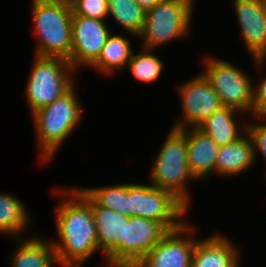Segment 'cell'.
I'll list each match as a JSON object with an SVG mask.
<instances>
[{
    "mask_svg": "<svg viewBox=\"0 0 266 267\" xmlns=\"http://www.w3.org/2000/svg\"><path fill=\"white\" fill-rule=\"evenodd\" d=\"M63 199L55 209L57 239H49L58 265L81 267L98 252V236L90 203L74 188L53 189ZM61 196V197H60ZM63 197V198H62Z\"/></svg>",
    "mask_w": 266,
    "mask_h": 267,
    "instance_id": "cell-1",
    "label": "cell"
},
{
    "mask_svg": "<svg viewBox=\"0 0 266 267\" xmlns=\"http://www.w3.org/2000/svg\"><path fill=\"white\" fill-rule=\"evenodd\" d=\"M76 85L51 104L32 114L33 128L40 161L48 162L84 118V108L76 93Z\"/></svg>",
    "mask_w": 266,
    "mask_h": 267,
    "instance_id": "cell-2",
    "label": "cell"
},
{
    "mask_svg": "<svg viewBox=\"0 0 266 267\" xmlns=\"http://www.w3.org/2000/svg\"><path fill=\"white\" fill-rule=\"evenodd\" d=\"M150 169L152 186L170 192L188 210L190 193L188 183L196 182L188 168L186 128H172L165 137Z\"/></svg>",
    "mask_w": 266,
    "mask_h": 267,
    "instance_id": "cell-3",
    "label": "cell"
},
{
    "mask_svg": "<svg viewBox=\"0 0 266 267\" xmlns=\"http://www.w3.org/2000/svg\"><path fill=\"white\" fill-rule=\"evenodd\" d=\"M33 27L37 47L34 55L68 60L72 48V9L63 2L32 0Z\"/></svg>",
    "mask_w": 266,
    "mask_h": 267,
    "instance_id": "cell-4",
    "label": "cell"
},
{
    "mask_svg": "<svg viewBox=\"0 0 266 267\" xmlns=\"http://www.w3.org/2000/svg\"><path fill=\"white\" fill-rule=\"evenodd\" d=\"M75 72L64 58L34 55L29 79L25 84L26 101L31 114L69 91L77 80Z\"/></svg>",
    "mask_w": 266,
    "mask_h": 267,
    "instance_id": "cell-5",
    "label": "cell"
},
{
    "mask_svg": "<svg viewBox=\"0 0 266 267\" xmlns=\"http://www.w3.org/2000/svg\"><path fill=\"white\" fill-rule=\"evenodd\" d=\"M194 0H165L145 13V23L138 38L141 48L155 50L191 33Z\"/></svg>",
    "mask_w": 266,
    "mask_h": 267,
    "instance_id": "cell-6",
    "label": "cell"
},
{
    "mask_svg": "<svg viewBox=\"0 0 266 267\" xmlns=\"http://www.w3.org/2000/svg\"><path fill=\"white\" fill-rule=\"evenodd\" d=\"M205 77L210 81L223 106L253 115L254 81L236 65L207 55L203 58Z\"/></svg>",
    "mask_w": 266,
    "mask_h": 267,
    "instance_id": "cell-7",
    "label": "cell"
},
{
    "mask_svg": "<svg viewBox=\"0 0 266 267\" xmlns=\"http://www.w3.org/2000/svg\"><path fill=\"white\" fill-rule=\"evenodd\" d=\"M129 210L138 216L165 223L172 231L186 221L189 210L170 192L151 184L129 183Z\"/></svg>",
    "mask_w": 266,
    "mask_h": 267,
    "instance_id": "cell-8",
    "label": "cell"
},
{
    "mask_svg": "<svg viewBox=\"0 0 266 267\" xmlns=\"http://www.w3.org/2000/svg\"><path fill=\"white\" fill-rule=\"evenodd\" d=\"M172 230L165 224L138 216L125 222L124 240L117 244V267H134Z\"/></svg>",
    "mask_w": 266,
    "mask_h": 267,
    "instance_id": "cell-9",
    "label": "cell"
},
{
    "mask_svg": "<svg viewBox=\"0 0 266 267\" xmlns=\"http://www.w3.org/2000/svg\"><path fill=\"white\" fill-rule=\"evenodd\" d=\"M181 97L182 117L171 128L198 127L201 122L223 107L218 94L203 73L181 83L177 89Z\"/></svg>",
    "mask_w": 266,
    "mask_h": 267,
    "instance_id": "cell-10",
    "label": "cell"
},
{
    "mask_svg": "<svg viewBox=\"0 0 266 267\" xmlns=\"http://www.w3.org/2000/svg\"><path fill=\"white\" fill-rule=\"evenodd\" d=\"M194 227L185 222L178 230L171 231L134 267H191L198 241L193 233L196 230Z\"/></svg>",
    "mask_w": 266,
    "mask_h": 267,
    "instance_id": "cell-11",
    "label": "cell"
},
{
    "mask_svg": "<svg viewBox=\"0 0 266 267\" xmlns=\"http://www.w3.org/2000/svg\"><path fill=\"white\" fill-rule=\"evenodd\" d=\"M111 31L108 23L95 18L72 16V48L68 62L76 70L89 67L99 56Z\"/></svg>",
    "mask_w": 266,
    "mask_h": 267,
    "instance_id": "cell-12",
    "label": "cell"
},
{
    "mask_svg": "<svg viewBox=\"0 0 266 267\" xmlns=\"http://www.w3.org/2000/svg\"><path fill=\"white\" fill-rule=\"evenodd\" d=\"M233 3L245 48L256 66L263 68L266 62V0H234Z\"/></svg>",
    "mask_w": 266,
    "mask_h": 267,
    "instance_id": "cell-13",
    "label": "cell"
},
{
    "mask_svg": "<svg viewBox=\"0 0 266 267\" xmlns=\"http://www.w3.org/2000/svg\"><path fill=\"white\" fill-rule=\"evenodd\" d=\"M91 205L96 223L98 249L105 264L117 267V244L124 240L125 222L129 217L98 205L82 188L76 189Z\"/></svg>",
    "mask_w": 266,
    "mask_h": 267,
    "instance_id": "cell-14",
    "label": "cell"
},
{
    "mask_svg": "<svg viewBox=\"0 0 266 267\" xmlns=\"http://www.w3.org/2000/svg\"><path fill=\"white\" fill-rule=\"evenodd\" d=\"M187 161L191 175L196 181L210 180L220 146L197 127L186 128ZM212 172V173H211Z\"/></svg>",
    "mask_w": 266,
    "mask_h": 267,
    "instance_id": "cell-15",
    "label": "cell"
},
{
    "mask_svg": "<svg viewBox=\"0 0 266 267\" xmlns=\"http://www.w3.org/2000/svg\"><path fill=\"white\" fill-rule=\"evenodd\" d=\"M233 242L219 232L199 239L195 245L191 267H240V249Z\"/></svg>",
    "mask_w": 266,
    "mask_h": 267,
    "instance_id": "cell-16",
    "label": "cell"
},
{
    "mask_svg": "<svg viewBox=\"0 0 266 267\" xmlns=\"http://www.w3.org/2000/svg\"><path fill=\"white\" fill-rule=\"evenodd\" d=\"M242 116H244V113L223 106L201 122L197 128L222 147L235 142L247 132L245 120L241 123L238 120L239 118L242 119Z\"/></svg>",
    "mask_w": 266,
    "mask_h": 267,
    "instance_id": "cell-17",
    "label": "cell"
},
{
    "mask_svg": "<svg viewBox=\"0 0 266 267\" xmlns=\"http://www.w3.org/2000/svg\"><path fill=\"white\" fill-rule=\"evenodd\" d=\"M254 163V142L246 132L235 142L220 148L215 163V173L225 177L239 176L240 173L250 170Z\"/></svg>",
    "mask_w": 266,
    "mask_h": 267,
    "instance_id": "cell-18",
    "label": "cell"
},
{
    "mask_svg": "<svg viewBox=\"0 0 266 267\" xmlns=\"http://www.w3.org/2000/svg\"><path fill=\"white\" fill-rule=\"evenodd\" d=\"M39 235L16 238L18 247L10 255L12 267H53L58 265L57 257L51 241Z\"/></svg>",
    "mask_w": 266,
    "mask_h": 267,
    "instance_id": "cell-19",
    "label": "cell"
},
{
    "mask_svg": "<svg viewBox=\"0 0 266 267\" xmlns=\"http://www.w3.org/2000/svg\"><path fill=\"white\" fill-rule=\"evenodd\" d=\"M123 34H110L98 58L89 66L95 71L109 76L112 73L123 72L133 54L131 41ZM126 67V68H125Z\"/></svg>",
    "mask_w": 266,
    "mask_h": 267,
    "instance_id": "cell-20",
    "label": "cell"
},
{
    "mask_svg": "<svg viewBox=\"0 0 266 267\" xmlns=\"http://www.w3.org/2000/svg\"><path fill=\"white\" fill-rule=\"evenodd\" d=\"M24 203L14 194L0 193V233L10 237H24L31 222Z\"/></svg>",
    "mask_w": 266,
    "mask_h": 267,
    "instance_id": "cell-21",
    "label": "cell"
},
{
    "mask_svg": "<svg viewBox=\"0 0 266 267\" xmlns=\"http://www.w3.org/2000/svg\"><path fill=\"white\" fill-rule=\"evenodd\" d=\"M145 13L134 0H108V17L133 37L138 38L143 30Z\"/></svg>",
    "mask_w": 266,
    "mask_h": 267,
    "instance_id": "cell-22",
    "label": "cell"
},
{
    "mask_svg": "<svg viewBox=\"0 0 266 267\" xmlns=\"http://www.w3.org/2000/svg\"><path fill=\"white\" fill-rule=\"evenodd\" d=\"M82 189L98 205L131 217V210H129V183Z\"/></svg>",
    "mask_w": 266,
    "mask_h": 267,
    "instance_id": "cell-23",
    "label": "cell"
},
{
    "mask_svg": "<svg viewBox=\"0 0 266 267\" xmlns=\"http://www.w3.org/2000/svg\"><path fill=\"white\" fill-rule=\"evenodd\" d=\"M153 51V52H152ZM165 62L154 54V50L142 48L141 52L132 54L127 66L132 76L139 82L151 83L157 81L165 68Z\"/></svg>",
    "mask_w": 266,
    "mask_h": 267,
    "instance_id": "cell-24",
    "label": "cell"
},
{
    "mask_svg": "<svg viewBox=\"0 0 266 267\" xmlns=\"http://www.w3.org/2000/svg\"><path fill=\"white\" fill-rule=\"evenodd\" d=\"M73 16H84L106 21L108 0H74L71 4Z\"/></svg>",
    "mask_w": 266,
    "mask_h": 267,
    "instance_id": "cell-25",
    "label": "cell"
},
{
    "mask_svg": "<svg viewBox=\"0 0 266 267\" xmlns=\"http://www.w3.org/2000/svg\"><path fill=\"white\" fill-rule=\"evenodd\" d=\"M255 119H259L260 121L262 119H266V115H253ZM247 132L249 135L252 137V140L254 142V160L255 162L257 161V155L259 154L262 155V157L266 161V123H248L247 122Z\"/></svg>",
    "mask_w": 266,
    "mask_h": 267,
    "instance_id": "cell-26",
    "label": "cell"
},
{
    "mask_svg": "<svg viewBox=\"0 0 266 267\" xmlns=\"http://www.w3.org/2000/svg\"><path fill=\"white\" fill-rule=\"evenodd\" d=\"M266 75L253 86V115H266Z\"/></svg>",
    "mask_w": 266,
    "mask_h": 267,
    "instance_id": "cell-27",
    "label": "cell"
},
{
    "mask_svg": "<svg viewBox=\"0 0 266 267\" xmlns=\"http://www.w3.org/2000/svg\"><path fill=\"white\" fill-rule=\"evenodd\" d=\"M140 7H142L145 11L152 9L158 3L165 0H134Z\"/></svg>",
    "mask_w": 266,
    "mask_h": 267,
    "instance_id": "cell-28",
    "label": "cell"
},
{
    "mask_svg": "<svg viewBox=\"0 0 266 267\" xmlns=\"http://www.w3.org/2000/svg\"><path fill=\"white\" fill-rule=\"evenodd\" d=\"M46 1L63 2V3L71 4L74 0H46Z\"/></svg>",
    "mask_w": 266,
    "mask_h": 267,
    "instance_id": "cell-29",
    "label": "cell"
}]
</instances>
